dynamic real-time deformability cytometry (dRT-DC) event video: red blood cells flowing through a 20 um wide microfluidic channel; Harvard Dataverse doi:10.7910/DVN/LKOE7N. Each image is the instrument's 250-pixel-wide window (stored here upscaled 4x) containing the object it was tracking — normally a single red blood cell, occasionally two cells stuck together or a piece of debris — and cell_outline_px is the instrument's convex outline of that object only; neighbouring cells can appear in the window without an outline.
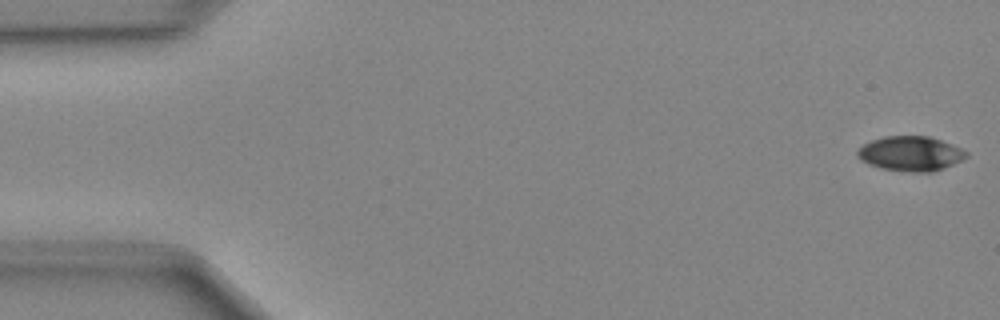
{"species": "Egyptian fruit bat (a non-hibernating species)", "species_latin": "Rousettus aegyptiacus", "temperature_condition": "cold", "stored_images_in_passage": 49, "camera_frame_rate_fps": 3000, "um_per_image_px": 0.085, "animal": {"sex": "female"}, "frame": {"image": 1, "passage_image": 1, "time_ms": 0.0, "image_size_px": [1000, 320], "cell_outline_px": [[968, 156], [944, 168], [932, 172], [908, 172], [880, 168], [868, 164], [860, 160], [856, 156], [856, 152], [864, 144], [872, 140], [884, 136], [928, 136], [940, 140], [960, 148], [968, 152]], "centroid_in_image_um": [77.36, 13.06], "position_along_channel_um": 7.6, "area_um2": 21.96}}
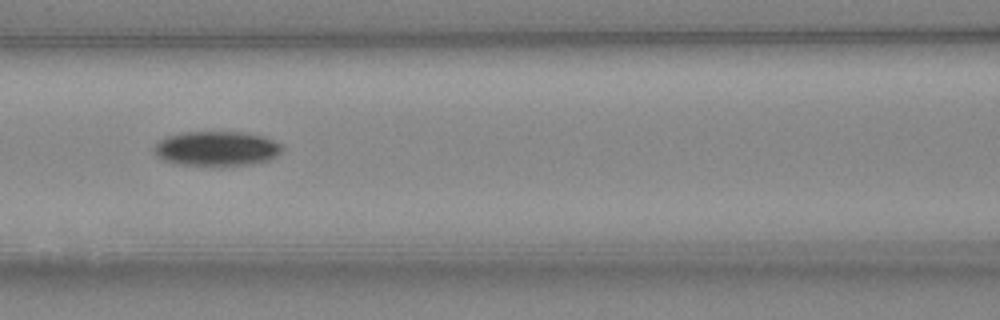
{"frame": {"image": 2, "passage_image": 21, "time_ms": 6.667, "image_size_px": [1000, 320], "cell_outline_px": [[284, 148], [276, 156], [268, 160], [252, 164], [176, 164], [164, 160], [156, 156], [152, 152], [152, 148], [160, 140], [168, 136], [184, 132], [240, 132], [264, 136], [280, 144]], "centroid_in_image_um": [18.39, 12.61], "position_along_channel_um": 148.2, "area_um2": 25.49}}
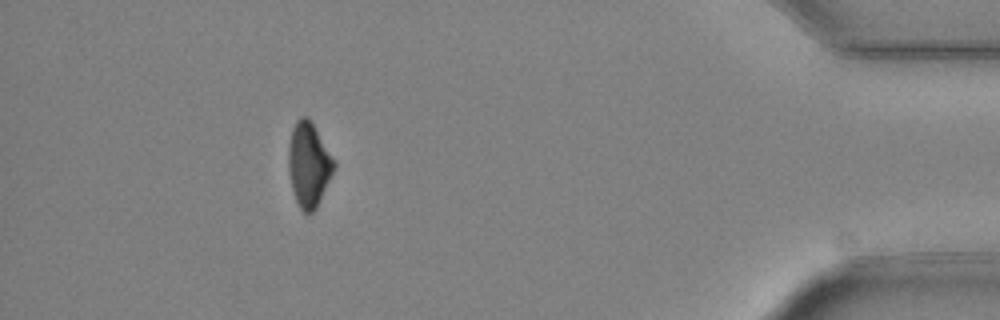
{"frame": {"image": 3, "passage_image": 44, "time_ms": 14.333, "image_size_px": [1000, 320], "cell_outline_px": [[336, 168], [316, 208], [312, 212], [304, 212], [300, 208], [296, 200], [292, 188], [288, 168], [288, 148], [292, 128], [296, 120], [300, 116], [308, 116], [336, 160]], "centroid_in_image_um": [26.26, 13.95], "position_along_channel_um": 408.9, "area_um2": 22.6}}